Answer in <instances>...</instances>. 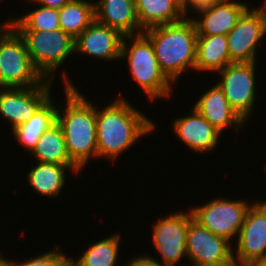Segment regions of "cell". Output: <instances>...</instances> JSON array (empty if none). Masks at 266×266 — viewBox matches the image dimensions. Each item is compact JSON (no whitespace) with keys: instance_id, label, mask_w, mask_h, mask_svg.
Returning a JSON list of instances; mask_svg holds the SVG:
<instances>
[{"instance_id":"6da1fadb","label":"cell","mask_w":266,"mask_h":266,"mask_svg":"<svg viewBox=\"0 0 266 266\" xmlns=\"http://www.w3.org/2000/svg\"><path fill=\"white\" fill-rule=\"evenodd\" d=\"M99 109H96L98 158L113 163L146 134L156 131V124L126 98H117Z\"/></svg>"},{"instance_id":"7a4b0ae2","label":"cell","mask_w":266,"mask_h":266,"mask_svg":"<svg viewBox=\"0 0 266 266\" xmlns=\"http://www.w3.org/2000/svg\"><path fill=\"white\" fill-rule=\"evenodd\" d=\"M66 103L64 110L58 106L56 122L65 136L66 148L71 162L81 171L91 158L98 159L96 136V108L92 105L68 74L62 71ZM95 106V107H94ZM84 167V168H83Z\"/></svg>"},{"instance_id":"3957f363","label":"cell","mask_w":266,"mask_h":266,"mask_svg":"<svg viewBox=\"0 0 266 266\" xmlns=\"http://www.w3.org/2000/svg\"><path fill=\"white\" fill-rule=\"evenodd\" d=\"M190 14L142 32L153 45L159 68L173 84L185 71H195L197 32Z\"/></svg>"},{"instance_id":"277c9868","label":"cell","mask_w":266,"mask_h":266,"mask_svg":"<svg viewBox=\"0 0 266 266\" xmlns=\"http://www.w3.org/2000/svg\"><path fill=\"white\" fill-rule=\"evenodd\" d=\"M122 59H127L132 79L149 100L154 102L156 99L171 97L173 83L159 68L153 45L143 33L123 37L120 60Z\"/></svg>"},{"instance_id":"5b68a950","label":"cell","mask_w":266,"mask_h":266,"mask_svg":"<svg viewBox=\"0 0 266 266\" xmlns=\"http://www.w3.org/2000/svg\"><path fill=\"white\" fill-rule=\"evenodd\" d=\"M45 79L34 67L26 43L10 24L0 35V88H27Z\"/></svg>"},{"instance_id":"8992f818","label":"cell","mask_w":266,"mask_h":266,"mask_svg":"<svg viewBox=\"0 0 266 266\" xmlns=\"http://www.w3.org/2000/svg\"><path fill=\"white\" fill-rule=\"evenodd\" d=\"M17 31L26 43L34 67L46 80H55L56 70L75 54V39L62 29Z\"/></svg>"},{"instance_id":"52a82bcc","label":"cell","mask_w":266,"mask_h":266,"mask_svg":"<svg viewBox=\"0 0 266 266\" xmlns=\"http://www.w3.org/2000/svg\"><path fill=\"white\" fill-rule=\"evenodd\" d=\"M244 199L215 198L191 209L193 219L213 234L231 240L238 238L246 214L254 204Z\"/></svg>"},{"instance_id":"ba28073f","label":"cell","mask_w":266,"mask_h":266,"mask_svg":"<svg viewBox=\"0 0 266 266\" xmlns=\"http://www.w3.org/2000/svg\"><path fill=\"white\" fill-rule=\"evenodd\" d=\"M256 65V62H233L217 72L221 79L216 84L246 123L252 117V110L259 98L256 97Z\"/></svg>"},{"instance_id":"9c48e42d","label":"cell","mask_w":266,"mask_h":266,"mask_svg":"<svg viewBox=\"0 0 266 266\" xmlns=\"http://www.w3.org/2000/svg\"><path fill=\"white\" fill-rule=\"evenodd\" d=\"M192 219L191 210L187 212L176 211L158 219L152 226V245L163 261L162 263L159 261L160 264L176 266L183 258H187V229Z\"/></svg>"},{"instance_id":"30bf717a","label":"cell","mask_w":266,"mask_h":266,"mask_svg":"<svg viewBox=\"0 0 266 266\" xmlns=\"http://www.w3.org/2000/svg\"><path fill=\"white\" fill-rule=\"evenodd\" d=\"M236 244L233 259L240 266L266 260V201H254L248 210ZM236 253V254H235Z\"/></svg>"},{"instance_id":"8fae6325","label":"cell","mask_w":266,"mask_h":266,"mask_svg":"<svg viewBox=\"0 0 266 266\" xmlns=\"http://www.w3.org/2000/svg\"><path fill=\"white\" fill-rule=\"evenodd\" d=\"M266 36V18L258 7H249L226 35L232 62H257V49Z\"/></svg>"},{"instance_id":"7c38bea8","label":"cell","mask_w":266,"mask_h":266,"mask_svg":"<svg viewBox=\"0 0 266 266\" xmlns=\"http://www.w3.org/2000/svg\"><path fill=\"white\" fill-rule=\"evenodd\" d=\"M233 246L192 219L188 224L186 251L191 266H223L234 261Z\"/></svg>"},{"instance_id":"4fadbf2b","label":"cell","mask_w":266,"mask_h":266,"mask_svg":"<svg viewBox=\"0 0 266 266\" xmlns=\"http://www.w3.org/2000/svg\"><path fill=\"white\" fill-rule=\"evenodd\" d=\"M53 81L44 80L40 85L27 88H0V115L14 130L27 122L52 96Z\"/></svg>"},{"instance_id":"5bb4252c","label":"cell","mask_w":266,"mask_h":266,"mask_svg":"<svg viewBox=\"0 0 266 266\" xmlns=\"http://www.w3.org/2000/svg\"><path fill=\"white\" fill-rule=\"evenodd\" d=\"M123 35L94 20L76 39L75 53L90 55L102 61L120 60Z\"/></svg>"},{"instance_id":"9a60e30c","label":"cell","mask_w":266,"mask_h":266,"mask_svg":"<svg viewBox=\"0 0 266 266\" xmlns=\"http://www.w3.org/2000/svg\"><path fill=\"white\" fill-rule=\"evenodd\" d=\"M180 117L173 119L172 128L175 135L190 150L205 154L218 146L223 133L212 126L195 107L192 108L191 115Z\"/></svg>"},{"instance_id":"2e32d148","label":"cell","mask_w":266,"mask_h":266,"mask_svg":"<svg viewBox=\"0 0 266 266\" xmlns=\"http://www.w3.org/2000/svg\"><path fill=\"white\" fill-rule=\"evenodd\" d=\"M250 4L238 0H219L211 6L198 10L191 18L195 24L197 35H227L236 25L241 15Z\"/></svg>"},{"instance_id":"e0dca14e","label":"cell","mask_w":266,"mask_h":266,"mask_svg":"<svg viewBox=\"0 0 266 266\" xmlns=\"http://www.w3.org/2000/svg\"><path fill=\"white\" fill-rule=\"evenodd\" d=\"M195 107L205 119L219 132H223L227 127L239 131L247 123L231 107L222 89L218 84L212 85L194 103Z\"/></svg>"},{"instance_id":"ac0fdd59","label":"cell","mask_w":266,"mask_h":266,"mask_svg":"<svg viewBox=\"0 0 266 266\" xmlns=\"http://www.w3.org/2000/svg\"><path fill=\"white\" fill-rule=\"evenodd\" d=\"M94 10L98 23L116 29L123 36L139 34L135 0H97Z\"/></svg>"},{"instance_id":"d6986e66","label":"cell","mask_w":266,"mask_h":266,"mask_svg":"<svg viewBox=\"0 0 266 266\" xmlns=\"http://www.w3.org/2000/svg\"><path fill=\"white\" fill-rule=\"evenodd\" d=\"M28 171V184L37 194L58 198L66 184V172L73 174L81 171L75 165H60L54 163H35ZM68 169V170H67ZM67 170V171H66ZM58 196V197H57Z\"/></svg>"},{"instance_id":"ffe728a7","label":"cell","mask_w":266,"mask_h":266,"mask_svg":"<svg viewBox=\"0 0 266 266\" xmlns=\"http://www.w3.org/2000/svg\"><path fill=\"white\" fill-rule=\"evenodd\" d=\"M139 34L164 24L181 21L186 16L179 0H135Z\"/></svg>"},{"instance_id":"44dd1931","label":"cell","mask_w":266,"mask_h":266,"mask_svg":"<svg viewBox=\"0 0 266 266\" xmlns=\"http://www.w3.org/2000/svg\"><path fill=\"white\" fill-rule=\"evenodd\" d=\"M231 63L226 35H197L195 71L216 73Z\"/></svg>"},{"instance_id":"7402d4cb","label":"cell","mask_w":266,"mask_h":266,"mask_svg":"<svg viewBox=\"0 0 266 266\" xmlns=\"http://www.w3.org/2000/svg\"><path fill=\"white\" fill-rule=\"evenodd\" d=\"M52 101L50 97L27 122L12 130L14 138L30 153L41 135L56 123L57 104Z\"/></svg>"},{"instance_id":"603a6c76","label":"cell","mask_w":266,"mask_h":266,"mask_svg":"<svg viewBox=\"0 0 266 266\" xmlns=\"http://www.w3.org/2000/svg\"><path fill=\"white\" fill-rule=\"evenodd\" d=\"M31 154L38 163L74 165L67 152L65 136L57 122L41 135Z\"/></svg>"},{"instance_id":"cb8c5ba5","label":"cell","mask_w":266,"mask_h":266,"mask_svg":"<svg viewBox=\"0 0 266 266\" xmlns=\"http://www.w3.org/2000/svg\"><path fill=\"white\" fill-rule=\"evenodd\" d=\"M120 236L117 231L116 234L93 242L94 244L90 243L88 249L82 252L79 258L75 260L73 258V266H118Z\"/></svg>"},{"instance_id":"d4e9b609","label":"cell","mask_w":266,"mask_h":266,"mask_svg":"<svg viewBox=\"0 0 266 266\" xmlns=\"http://www.w3.org/2000/svg\"><path fill=\"white\" fill-rule=\"evenodd\" d=\"M95 20L94 2L72 0L59 9L60 29L76 39Z\"/></svg>"},{"instance_id":"484cf974","label":"cell","mask_w":266,"mask_h":266,"mask_svg":"<svg viewBox=\"0 0 266 266\" xmlns=\"http://www.w3.org/2000/svg\"><path fill=\"white\" fill-rule=\"evenodd\" d=\"M10 24L16 30L53 31L60 29L59 9L39 5L24 16L10 17Z\"/></svg>"},{"instance_id":"4316f807","label":"cell","mask_w":266,"mask_h":266,"mask_svg":"<svg viewBox=\"0 0 266 266\" xmlns=\"http://www.w3.org/2000/svg\"><path fill=\"white\" fill-rule=\"evenodd\" d=\"M8 259V266H73V257H67L59 246L51 251H46L44 254H39L22 262L18 260Z\"/></svg>"},{"instance_id":"83f0119b","label":"cell","mask_w":266,"mask_h":266,"mask_svg":"<svg viewBox=\"0 0 266 266\" xmlns=\"http://www.w3.org/2000/svg\"><path fill=\"white\" fill-rule=\"evenodd\" d=\"M219 0H179L181 9L185 16L191 11L193 13L211 6L214 2Z\"/></svg>"},{"instance_id":"f1b7e54d","label":"cell","mask_w":266,"mask_h":266,"mask_svg":"<svg viewBox=\"0 0 266 266\" xmlns=\"http://www.w3.org/2000/svg\"><path fill=\"white\" fill-rule=\"evenodd\" d=\"M152 257L153 256L150 257V255H138V257H133L130 262H128L127 265L124 266H164L158 262L157 257L156 259Z\"/></svg>"},{"instance_id":"f546056e","label":"cell","mask_w":266,"mask_h":266,"mask_svg":"<svg viewBox=\"0 0 266 266\" xmlns=\"http://www.w3.org/2000/svg\"><path fill=\"white\" fill-rule=\"evenodd\" d=\"M29 3H35L37 5L53 8V9H60L62 8L65 4L71 2L72 0H29Z\"/></svg>"},{"instance_id":"4dcf8cb0","label":"cell","mask_w":266,"mask_h":266,"mask_svg":"<svg viewBox=\"0 0 266 266\" xmlns=\"http://www.w3.org/2000/svg\"><path fill=\"white\" fill-rule=\"evenodd\" d=\"M3 24V25H2ZM10 25V19L4 24L3 22L0 24V35L5 31V29Z\"/></svg>"},{"instance_id":"1f68e13d","label":"cell","mask_w":266,"mask_h":266,"mask_svg":"<svg viewBox=\"0 0 266 266\" xmlns=\"http://www.w3.org/2000/svg\"><path fill=\"white\" fill-rule=\"evenodd\" d=\"M0 266H8V259L0 255Z\"/></svg>"},{"instance_id":"d6a6232c","label":"cell","mask_w":266,"mask_h":266,"mask_svg":"<svg viewBox=\"0 0 266 266\" xmlns=\"http://www.w3.org/2000/svg\"><path fill=\"white\" fill-rule=\"evenodd\" d=\"M264 14V17L266 18V0L263 2L261 6L258 7Z\"/></svg>"},{"instance_id":"836d02e7","label":"cell","mask_w":266,"mask_h":266,"mask_svg":"<svg viewBox=\"0 0 266 266\" xmlns=\"http://www.w3.org/2000/svg\"><path fill=\"white\" fill-rule=\"evenodd\" d=\"M223 266H240L238 263H236L235 261H233L232 263H229L227 265H223Z\"/></svg>"}]
</instances>
